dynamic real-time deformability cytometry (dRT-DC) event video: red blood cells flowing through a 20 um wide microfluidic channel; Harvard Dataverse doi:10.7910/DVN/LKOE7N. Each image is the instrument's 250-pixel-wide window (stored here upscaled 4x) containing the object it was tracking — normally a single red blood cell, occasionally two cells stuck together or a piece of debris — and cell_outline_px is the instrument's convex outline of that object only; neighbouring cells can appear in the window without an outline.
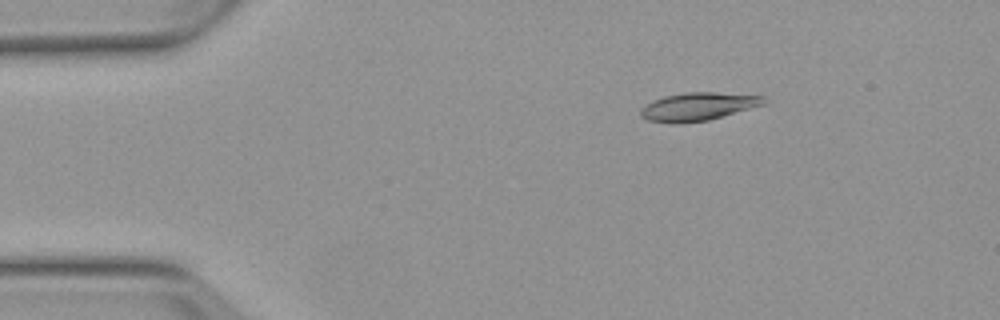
{"species": "Egyptian fruit bat (a non-hibernating species)", "species_latin": "Rousettus aegyptiacus", "temperature_condition": "warm", "stored_images_in_passage": 4, "camera_frame_rate_fps": 3000, "um_per_image_px": 0.085, "animal": {"sex": "female"}, "frame": {"image": 1, "passage_image": 3, "time_ms": 2.333, "image_size_px": [1000, 320], "cell_outline_px": [[764, 104], [708, 120], [676, 124], [672, 124], [648, 120], [640, 116], [640, 108], [652, 100], [664, 96], [684, 92], [716, 92], [764, 96]], "centroid_in_image_um": [59.26, 9.06], "position_along_channel_um": 25.7, "area_um2": 20.11}}